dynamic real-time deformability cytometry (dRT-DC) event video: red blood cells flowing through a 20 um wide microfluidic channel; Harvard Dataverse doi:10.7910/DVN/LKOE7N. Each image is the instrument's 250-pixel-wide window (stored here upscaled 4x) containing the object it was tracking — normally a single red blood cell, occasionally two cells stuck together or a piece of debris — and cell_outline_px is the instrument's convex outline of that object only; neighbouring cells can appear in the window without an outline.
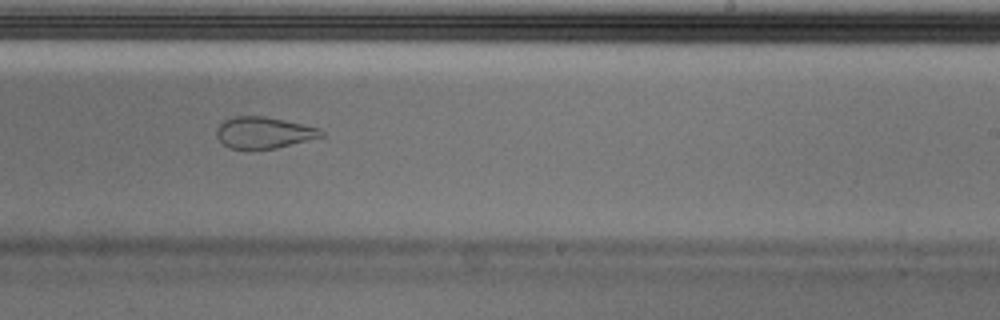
{"species": "Egyptian fruit bat (a non-hibernating species)", "species_latin": "Rousettus aegyptiacus", "temperature_condition": "cold", "stored_images_in_passage": 50, "camera_frame_rate_fps": 3000, "um_per_image_px": 0.085, "animal": {"sex": "male"}, "frame": {"image": 1, "passage_image": 29, "time_ms": 9.333, "image_size_px": [1000, 320], "cell_outline_px": [[324, 136], [276, 148], [228, 148], [216, 136], [216, 128], [224, 120], [232, 116], [264, 116], [284, 120], [320, 128], [324, 132]], "centroid_in_image_um": [22.41, 11.26], "position_along_channel_um": 266.6, "area_um2": 19.02}, "authors_computed_cell_mechanics": {"area_um2": 21.8773, "velocity_mm_per_s": 3.7256, "shape_relaxation_time_tau1_ms": null, "shape_relaxation_time_tau2_ms": 1.4302, "deformation_change_tau1": null, "deformation_change_tau2": 0.0811}}